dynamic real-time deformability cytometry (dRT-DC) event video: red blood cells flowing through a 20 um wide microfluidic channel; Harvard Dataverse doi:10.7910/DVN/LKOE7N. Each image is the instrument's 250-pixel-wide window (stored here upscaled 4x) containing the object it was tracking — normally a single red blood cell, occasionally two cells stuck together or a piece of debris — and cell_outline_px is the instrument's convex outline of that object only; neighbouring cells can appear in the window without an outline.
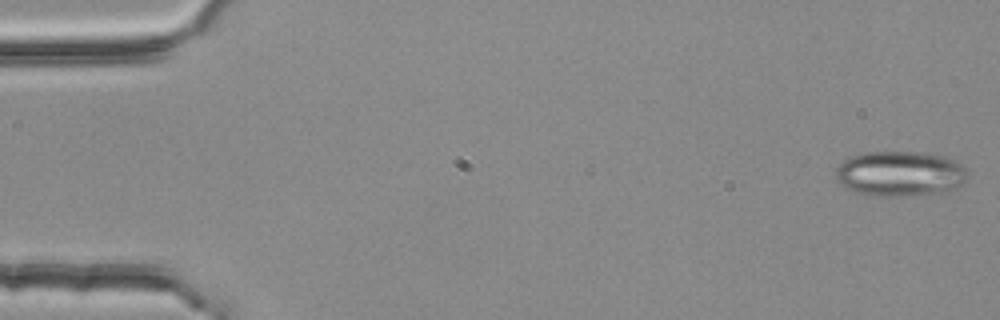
{"species": "common noctule bat (a hibernating species)", "species_latin": "Nyctalus noctula", "temperature_condition": "room temperature", "stored_images_in_passage": 5, "camera_frame_rate_fps": 3000, "um_per_image_px": 0.085, "animal": {"sex": "female", "body_mass_g": 25.1}, "frame": {"image": 1, "passage_image": 1, "time_ms": 0.0, "image_size_px": [1000, 320], "cell_outline_px": [[968, 176], [952, 192], [920, 196], [872, 196], [856, 192], [840, 184], [836, 180], [836, 168], [844, 160], [852, 156], [864, 152], [920, 152], [944, 156], [960, 164], [968, 172]], "centroid_in_image_um": [76.52, 14.79], "position_along_channel_um": 8.5, "area_um2": 35.14}}